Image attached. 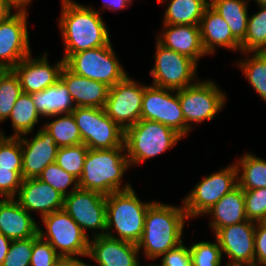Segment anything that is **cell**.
<instances>
[{
	"label": "cell",
	"mask_w": 266,
	"mask_h": 266,
	"mask_svg": "<svg viewBox=\"0 0 266 266\" xmlns=\"http://www.w3.org/2000/svg\"><path fill=\"white\" fill-rule=\"evenodd\" d=\"M64 66V59L53 68L48 64L46 55L38 60L30 59L29 55L22 59L12 70L19 78L22 91L32 94L40 92L60 80V74Z\"/></svg>",
	"instance_id": "cell-19"
},
{
	"label": "cell",
	"mask_w": 266,
	"mask_h": 266,
	"mask_svg": "<svg viewBox=\"0 0 266 266\" xmlns=\"http://www.w3.org/2000/svg\"><path fill=\"white\" fill-rule=\"evenodd\" d=\"M243 174L238 180V186L243 190L266 188V161L250 154L240 160Z\"/></svg>",
	"instance_id": "cell-32"
},
{
	"label": "cell",
	"mask_w": 266,
	"mask_h": 266,
	"mask_svg": "<svg viewBox=\"0 0 266 266\" xmlns=\"http://www.w3.org/2000/svg\"><path fill=\"white\" fill-rule=\"evenodd\" d=\"M247 220L266 221V188L243 190Z\"/></svg>",
	"instance_id": "cell-38"
},
{
	"label": "cell",
	"mask_w": 266,
	"mask_h": 266,
	"mask_svg": "<svg viewBox=\"0 0 266 266\" xmlns=\"http://www.w3.org/2000/svg\"><path fill=\"white\" fill-rule=\"evenodd\" d=\"M252 222L246 220L216 232L222 253L225 252L233 261L227 266L255 263V226Z\"/></svg>",
	"instance_id": "cell-16"
},
{
	"label": "cell",
	"mask_w": 266,
	"mask_h": 266,
	"mask_svg": "<svg viewBox=\"0 0 266 266\" xmlns=\"http://www.w3.org/2000/svg\"><path fill=\"white\" fill-rule=\"evenodd\" d=\"M12 6L18 8L11 0H0V22L10 15Z\"/></svg>",
	"instance_id": "cell-47"
},
{
	"label": "cell",
	"mask_w": 266,
	"mask_h": 266,
	"mask_svg": "<svg viewBox=\"0 0 266 266\" xmlns=\"http://www.w3.org/2000/svg\"><path fill=\"white\" fill-rule=\"evenodd\" d=\"M63 209L85 229L106 230V195L96 191L80 189L78 183L64 197Z\"/></svg>",
	"instance_id": "cell-14"
},
{
	"label": "cell",
	"mask_w": 266,
	"mask_h": 266,
	"mask_svg": "<svg viewBox=\"0 0 266 266\" xmlns=\"http://www.w3.org/2000/svg\"><path fill=\"white\" fill-rule=\"evenodd\" d=\"M18 8L17 13L0 22V68L3 69H13L30 55L26 9Z\"/></svg>",
	"instance_id": "cell-15"
},
{
	"label": "cell",
	"mask_w": 266,
	"mask_h": 266,
	"mask_svg": "<svg viewBox=\"0 0 266 266\" xmlns=\"http://www.w3.org/2000/svg\"><path fill=\"white\" fill-rule=\"evenodd\" d=\"M236 266H244L243 264L241 265H236ZM246 266H261V265H256V263H252V264H246Z\"/></svg>",
	"instance_id": "cell-51"
},
{
	"label": "cell",
	"mask_w": 266,
	"mask_h": 266,
	"mask_svg": "<svg viewBox=\"0 0 266 266\" xmlns=\"http://www.w3.org/2000/svg\"><path fill=\"white\" fill-rule=\"evenodd\" d=\"M186 218L184 206L176 208L153 202L146 212L144 230L137 248L144 247L145 254L152 259L175 248L183 243L180 238Z\"/></svg>",
	"instance_id": "cell-2"
},
{
	"label": "cell",
	"mask_w": 266,
	"mask_h": 266,
	"mask_svg": "<svg viewBox=\"0 0 266 266\" xmlns=\"http://www.w3.org/2000/svg\"><path fill=\"white\" fill-rule=\"evenodd\" d=\"M47 228V235L38 228V235L46 238V241L63 257H73L74 255L88 256L89 240L81 227L64 210H57L42 217Z\"/></svg>",
	"instance_id": "cell-8"
},
{
	"label": "cell",
	"mask_w": 266,
	"mask_h": 266,
	"mask_svg": "<svg viewBox=\"0 0 266 266\" xmlns=\"http://www.w3.org/2000/svg\"><path fill=\"white\" fill-rule=\"evenodd\" d=\"M38 178L52 186L64 197L68 195L66 193V188L71 185L72 182L78 183V180L76 181L77 178L63 170L56 162L49 164Z\"/></svg>",
	"instance_id": "cell-39"
},
{
	"label": "cell",
	"mask_w": 266,
	"mask_h": 266,
	"mask_svg": "<svg viewBox=\"0 0 266 266\" xmlns=\"http://www.w3.org/2000/svg\"><path fill=\"white\" fill-rule=\"evenodd\" d=\"M238 172L239 167L236 164L205 177L201 183L195 185L191 194L183 200L188 218L205 214L223 196L235 189L238 186V182H235Z\"/></svg>",
	"instance_id": "cell-11"
},
{
	"label": "cell",
	"mask_w": 266,
	"mask_h": 266,
	"mask_svg": "<svg viewBox=\"0 0 266 266\" xmlns=\"http://www.w3.org/2000/svg\"><path fill=\"white\" fill-rule=\"evenodd\" d=\"M31 97L42 116H59L64 112L71 114L76 108L72 106L73 98L61 79L40 92L32 93Z\"/></svg>",
	"instance_id": "cell-26"
},
{
	"label": "cell",
	"mask_w": 266,
	"mask_h": 266,
	"mask_svg": "<svg viewBox=\"0 0 266 266\" xmlns=\"http://www.w3.org/2000/svg\"><path fill=\"white\" fill-rule=\"evenodd\" d=\"M152 203H141L127 184L123 191L106 195V229L113 227L119 240L137 244L141 239L146 212Z\"/></svg>",
	"instance_id": "cell-4"
},
{
	"label": "cell",
	"mask_w": 266,
	"mask_h": 266,
	"mask_svg": "<svg viewBox=\"0 0 266 266\" xmlns=\"http://www.w3.org/2000/svg\"><path fill=\"white\" fill-rule=\"evenodd\" d=\"M65 66L73 73L113 87L127 74L123 71L111 44L71 54Z\"/></svg>",
	"instance_id": "cell-7"
},
{
	"label": "cell",
	"mask_w": 266,
	"mask_h": 266,
	"mask_svg": "<svg viewBox=\"0 0 266 266\" xmlns=\"http://www.w3.org/2000/svg\"><path fill=\"white\" fill-rule=\"evenodd\" d=\"M22 148L20 137L6 138L0 133V168L22 171Z\"/></svg>",
	"instance_id": "cell-36"
},
{
	"label": "cell",
	"mask_w": 266,
	"mask_h": 266,
	"mask_svg": "<svg viewBox=\"0 0 266 266\" xmlns=\"http://www.w3.org/2000/svg\"><path fill=\"white\" fill-rule=\"evenodd\" d=\"M260 12L248 18L247 33L241 42L242 52H266V5Z\"/></svg>",
	"instance_id": "cell-31"
},
{
	"label": "cell",
	"mask_w": 266,
	"mask_h": 266,
	"mask_svg": "<svg viewBox=\"0 0 266 266\" xmlns=\"http://www.w3.org/2000/svg\"><path fill=\"white\" fill-rule=\"evenodd\" d=\"M59 258V253L55 251L48 241H44L39 235L33 237L30 266H53Z\"/></svg>",
	"instance_id": "cell-41"
},
{
	"label": "cell",
	"mask_w": 266,
	"mask_h": 266,
	"mask_svg": "<svg viewBox=\"0 0 266 266\" xmlns=\"http://www.w3.org/2000/svg\"><path fill=\"white\" fill-rule=\"evenodd\" d=\"M123 150L124 147L88 149L78 180L79 188L104 195L123 191L120 190L121 177L130 165L128 156L121 154Z\"/></svg>",
	"instance_id": "cell-3"
},
{
	"label": "cell",
	"mask_w": 266,
	"mask_h": 266,
	"mask_svg": "<svg viewBox=\"0 0 266 266\" xmlns=\"http://www.w3.org/2000/svg\"><path fill=\"white\" fill-rule=\"evenodd\" d=\"M22 181V171L0 168V195L14 198L17 189L22 185Z\"/></svg>",
	"instance_id": "cell-42"
},
{
	"label": "cell",
	"mask_w": 266,
	"mask_h": 266,
	"mask_svg": "<svg viewBox=\"0 0 266 266\" xmlns=\"http://www.w3.org/2000/svg\"><path fill=\"white\" fill-rule=\"evenodd\" d=\"M208 5L207 0H171L164 25H198Z\"/></svg>",
	"instance_id": "cell-28"
},
{
	"label": "cell",
	"mask_w": 266,
	"mask_h": 266,
	"mask_svg": "<svg viewBox=\"0 0 266 266\" xmlns=\"http://www.w3.org/2000/svg\"><path fill=\"white\" fill-rule=\"evenodd\" d=\"M168 91L158 86H144L142 98L141 119L156 121L174 129L182 137L188 133L190 127L185 119L178 99V91L172 96Z\"/></svg>",
	"instance_id": "cell-9"
},
{
	"label": "cell",
	"mask_w": 266,
	"mask_h": 266,
	"mask_svg": "<svg viewBox=\"0 0 266 266\" xmlns=\"http://www.w3.org/2000/svg\"><path fill=\"white\" fill-rule=\"evenodd\" d=\"M44 129L54 138L58 147H67L83 143L73 114H66L46 124Z\"/></svg>",
	"instance_id": "cell-30"
},
{
	"label": "cell",
	"mask_w": 266,
	"mask_h": 266,
	"mask_svg": "<svg viewBox=\"0 0 266 266\" xmlns=\"http://www.w3.org/2000/svg\"><path fill=\"white\" fill-rule=\"evenodd\" d=\"M178 99L187 127H190L189 121L200 123L204 119H213L225 102L224 94L211 81L178 90Z\"/></svg>",
	"instance_id": "cell-13"
},
{
	"label": "cell",
	"mask_w": 266,
	"mask_h": 266,
	"mask_svg": "<svg viewBox=\"0 0 266 266\" xmlns=\"http://www.w3.org/2000/svg\"><path fill=\"white\" fill-rule=\"evenodd\" d=\"M252 57L240 65L251 85L266 101V52H256Z\"/></svg>",
	"instance_id": "cell-35"
},
{
	"label": "cell",
	"mask_w": 266,
	"mask_h": 266,
	"mask_svg": "<svg viewBox=\"0 0 266 266\" xmlns=\"http://www.w3.org/2000/svg\"><path fill=\"white\" fill-rule=\"evenodd\" d=\"M33 249V237L13 240L2 266H30Z\"/></svg>",
	"instance_id": "cell-40"
},
{
	"label": "cell",
	"mask_w": 266,
	"mask_h": 266,
	"mask_svg": "<svg viewBox=\"0 0 266 266\" xmlns=\"http://www.w3.org/2000/svg\"><path fill=\"white\" fill-rule=\"evenodd\" d=\"M257 223L258 226L255 227V263L266 266V221Z\"/></svg>",
	"instance_id": "cell-44"
},
{
	"label": "cell",
	"mask_w": 266,
	"mask_h": 266,
	"mask_svg": "<svg viewBox=\"0 0 266 266\" xmlns=\"http://www.w3.org/2000/svg\"><path fill=\"white\" fill-rule=\"evenodd\" d=\"M22 148V178H38L42 171L51 163L56 162L58 146L54 138L43 128L32 139L20 137ZM26 145L24 148L22 147Z\"/></svg>",
	"instance_id": "cell-18"
},
{
	"label": "cell",
	"mask_w": 266,
	"mask_h": 266,
	"mask_svg": "<svg viewBox=\"0 0 266 266\" xmlns=\"http://www.w3.org/2000/svg\"><path fill=\"white\" fill-rule=\"evenodd\" d=\"M60 79L68 87L73 101L76 100V107H105L110 88L106 84L77 75L66 66L61 71Z\"/></svg>",
	"instance_id": "cell-22"
},
{
	"label": "cell",
	"mask_w": 266,
	"mask_h": 266,
	"mask_svg": "<svg viewBox=\"0 0 266 266\" xmlns=\"http://www.w3.org/2000/svg\"><path fill=\"white\" fill-rule=\"evenodd\" d=\"M17 7H25L31 0H11Z\"/></svg>",
	"instance_id": "cell-49"
},
{
	"label": "cell",
	"mask_w": 266,
	"mask_h": 266,
	"mask_svg": "<svg viewBox=\"0 0 266 266\" xmlns=\"http://www.w3.org/2000/svg\"><path fill=\"white\" fill-rule=\"evenodd\" d=\"M155 67L150 74L154 78L153 85L165 89L180 90L190 84L195 75L197 63L172 49L157 42Z\"/></svg>",
	"instance_id": "cell-10"
},
{
	"label": "cell",
	"mask_w": 266,
	"mask_h": 266,
	"mask_svg": "<svg viewBox=\"0 0 266 266\" xmlns=\"http://www.w3.org/2000/svg\"><path fill=\"white\" fill-rule=\"evenodd\" d=\"M16 200L27 212L39 210L41 216L63 209L64 196L39 178L23 179Z\"/></svg>",
	"instance_id": "cell-20"
},
{
	"label": "cell",
	"mask_w": 266,
	"mask_h": 266,
	"mask_svg": "<svg viewBox=\"0 0 266 266\" xmlns=\"http://www.w3.org/2000/svg\"><path fill=\"white\" fill-rule=\"evenodd\" d=\"M206 213H213L214 221L210 223L215 233L225 226L234 225L247 220L243 189L237 186L223 196Z\"/></svg>",
	"instance_id": "cell-25"
},
{
	"label": "cell",
	"mask_w": 266,
	"mask_h": 266,
	"mask_svg": "<svg viewBox=\"0 0 266 266\" xmlns=\"http://www.w3.org/2000/svg\"><path fill=\"white\" fill-rule=\"evenodd\" d=\"M11 242L12 240L8 239L0 232V266H2L3 261L5 260V256L9 251Z\"/></svg>",
	"instance_id": "cell-46"
},
{
	"label": "cell",
	"mask_w": 266,
	"mask_h": 266,
	"mask_svg": "<svg viewBox=\"0 0 266 266\" xmlns=\"http://www.w3.org/2000/svg\"><path fill=\"white\" fill-rule=\"evenodd\" d=\"M199 28L206 54L214 52L215 44L230 49H241V43L233 36L228 23L210 5L203 12Z\"/></svg>",
	"instance_id": "cell-23"
},
{
	"label": "cell",
	"mask_w": 266,
	"mask_h": 266,
	"mask_svg": "<svg viewBox=\"0 0 266 266\" xmlns=\"http://www.w3.org/2000/svg\"><path fill=\"white\" fill-rule=\"evenodd\" d=\"M192 266H220L222 250L216 243L200 242L189 248Z\"/></svg>",
	"instance_id": "cell-37"
},
{
	"label": "cell",
	"mask_w": 266,
	"mask_h": 266,
	"mask_svg": "<svg viewBox=\"0 0 266 266\" xmlns=\"http://www.w3.org/2000/svg\"><path fill=\"white\" fill-rule=\"evenodd\" d=\"M22 93L18 76L12 69H5L0 74V121L9 117Z\"/></svg>",
	"instance_id": "cell-33"
},
{
	"label": "cell",
	"mask_w": 266,
	"mask_h": 266,
	"mask_svg": "<svg viewBox=\"0 0 266 266\" xmlns=\"http://www.w3.org/2000/svg\"><path fill=\"white\" fill-rule=\"evenodd\" d=\"M94 237V242L89 243L88 256L99 266H140L136 259L137 244L119 240L108 232Z\"/></svg>",
	"instance_id": "cell-17"
},
{
	"label": "cell",
	"mask_w": 266,
	"mask_h": 266,
	"mask_svg": "<svg viewBox=\"0 0 266 266\" xmlns=\"http://www.w3.org/2000/svg\"><path fill=\"white\" fill-rule=\"evenodd\" d=\"M53 266H89V265H86L84 262H81L77 258L60 256V258L53 264Z\"/></svg>",
	"instance_id": "cell-45"
},
{
	"label": "cell",
	"mask_w": 266,
	"mask_h": 266,
	"mask_svg": "<svg viewBox=\"0 0 266 266\" xmlns=\"http://www.w3.org/2000/svg\"><path fill=\"white\" fill-rule=\"evenodd\" d=\"M209 5L228 23L233 36L241 43L248 26L247 4L242 0H212Z\"/></svg>",
	"instance_id": "cell-27"
},
{
	"label": "cell",
	"mask_w": 266,
	"mask_h": 266,
	"mask_svg": "<svg viewBox=\"0 0 266 266\" xmlns=\"http://www.w3.org/2000/svg\"><path fill=\"white\" fill-rule=\"evenodd\" d=\"M5 69H3V68H0V74L4 71Z\"/></svg>",
	"instance_id": "cell-52"
},
{
	"label": "cell",
	"mask_w": 266,
	"mask_h": 266,
	"mask_svg": "<svg viewBox=\"0 0 266 266\" xmlns=\"http://www.w3.org/2000/svg\"><path fill=\"white\" fill-rule=\"evenodd\" d=\"M37 223L14 198L0 200V232L10 240H23L38 235Z\"/></svg>",
	"instance_id": "cell-21"
},
{
	"label": "cell",
	"mask_w": 266,
	"mask_h": 266,
	"mask_svg": "<svg viewBox=\"0 0 266 266\" xmlns=\"http://www.w3.org/2000/svg\"><path fill=\"white\" fill-rule=\"evenodd\" d=\"M61 31L66 60L71 54L110 44L108 30L99 13L71 0H63Z\"/></svg>",
	"instance_id": "cell-1"
},
{
	"label": "cell",
	"mask_w": 266,
	"mask_h": 266,
	"mask_svg": "<svg viewBox=\"0 0 266 266\" xmlns=\"http://www.w3.org/2000/svg\"><path fill=\"white\" fill-rule=\"evenodd\" d=\"M164 39L157 41L166 48L193 59L196 63L200 56L206 54L203 48L199 25H164Z\"/></svg>",
	"instance_id": "cell-24"
},
{
	"label": "cell",
	"mask_w": 266,
	"mask_h": 266,
	"mask_svg": "<svg viewBox=\"0 0 266 266\" xmlns=\"http://www.w3.org/2000/svg\"><path fill=\"white\" fill-rule=\"evenodd\" d=\"M127 2L129 3L130 0H110V1H105L104 4L105 7L109 6V8L111 9L114 8V10H117V9H123L127 5Z\"/></svg>",
	"instance_id": "cell-48"
},
{
	"label": "cell",
	"mask_w": 266,
	"mask_h": 266,
	"mask_svg": "<svg viewBox=\"0 0 266 266\" xmlns=\"http://www.w3.org/2000/svg\"><path fill=\"white\" fill-rule=\"evenodd\" d=\"M259 5H266V0H255Z\"/></svg>",
	"instance_id": "cell-50"
},
{
	"label": "cell",
	"mask_w": 266,
	"mask_h": 266,
	"mask_svg": "<svg viewBox=\"0 0 266 266\" xmlns=\"http://www.w3.org/2000/svg\"><path fill=\"white\" fill-rule=\"evenodd\" d=\"M163 255L162 266H192L190 250L182 243L168 250Z\"/></svg>",
	"instance_id": "cell-43"
},
{
	"label": "cell",
	"mask_w": 266,
	"mask_h": 266,
	"mask_svg": "<svg viewBox=\"0 0 266 266\" xmlns=\"http://www.w3.org/2000/svg\"><path fill=\"white\" fill-rule=\"evenodd\" d=\"M182 136L156 121L141 119L125 130L124 144L129 164H136L161 154L175 145Z\"/></svg>",
	"instance_id": "cell-5"
},
{
	"label": "cell",
	"mask_w": 266,
	"mask_h": 266,
	"mask_svg": "<svg viewBox=\"0 0 266 266\" xmlns=\"http://www.w3.org/2000/svg\"><path fill=\"white\" fill-rule=\"evenodd\" d=\"M143 94L144 86L126 76L109 88L104 107L106 114L125 131L141 120Z\"/></svg>",
	"instance_id": "cell-12"
},
{
	"label": "cell",
	"mask_w": 266,
	"mask_h": 266,
	"mask_svg": "<svg viewBox=\"0 0 266 266\" xmlns=\"http://www.w3.org/2000/svg\"><path fill=\"white\" fill-rule=\"evenodd\" d=\"M88 147L78 144L67 147H59L56 156V163L66 172L72 174L77 180L82 175L84 161L88 152Z\"/></svg>",
	"instance_id": "cell-34"
},
{
	"label": "cell",
	"mask_w": 266,
	"mask_h": 266,
	"mask_svg": "<svg viewBox=\"0 0 266 266\" xmlns=\"http://www.w3.org/2000/svg\"><path fill=\"white\" fill-rule=\"evenodd\" d=\"M39 115L31 94L23 92L8 117L12 119V125L16 132L14 137H20V134L25 135L32 131L35 123L39 121Z\"/></svg>",
	"instance_id": "cell-29"
},
{
	"label": "cell",
	"mask_w": 266,
	"mask_h": 266,
	"mask_svg": "<svg viewBox=\"0 0 266 266\" xmlns=\"http://www.w3.org/2000/svg\"><path fill=\"white\" fill-rule=\"evenodd\" d=\"M72 114L82 142L89 149L125 147V131L106 114L104 108L76 107Z\"/></svg>",
	"instance_id": "cell-6"
}]
</instances>
